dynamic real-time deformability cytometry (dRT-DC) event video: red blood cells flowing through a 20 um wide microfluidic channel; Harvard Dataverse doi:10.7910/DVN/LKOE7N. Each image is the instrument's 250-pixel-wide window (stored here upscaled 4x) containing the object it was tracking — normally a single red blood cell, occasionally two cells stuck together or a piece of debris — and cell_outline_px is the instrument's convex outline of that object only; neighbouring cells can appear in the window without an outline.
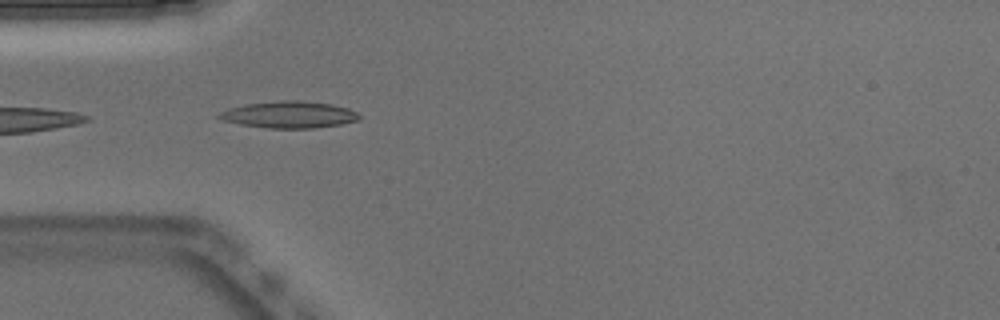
{"species": "Egyptian fruit bat (a non-hibernating species)", "species_latin": "Rousettus aegyptiacus", "temperature_condition": "warm", "stored_images_in_passage": 7, "camera_frame_rate_fps": 3000, "um_per_image_px": 0.085, "animal": {"sex": "male"}, "frame": {"image": 1, "passage_image": 1, "time_ms": 0.0, "image_size_px": [1000, 320], "cell_outline_px": [[360, 120], [340, 124], [312, 128], [268, 128], [240, 124], [220, 120], [216, 116], [220, 112], [228, 108], [248, 104], [280, 100], [300, 100], [332, 104], [348, 108], [356, 112], [360, 116]], "centroid_in_image_um": [24.56, 9.74], "position_along_channel_um": 60.4, "area_um2": 21.85}}